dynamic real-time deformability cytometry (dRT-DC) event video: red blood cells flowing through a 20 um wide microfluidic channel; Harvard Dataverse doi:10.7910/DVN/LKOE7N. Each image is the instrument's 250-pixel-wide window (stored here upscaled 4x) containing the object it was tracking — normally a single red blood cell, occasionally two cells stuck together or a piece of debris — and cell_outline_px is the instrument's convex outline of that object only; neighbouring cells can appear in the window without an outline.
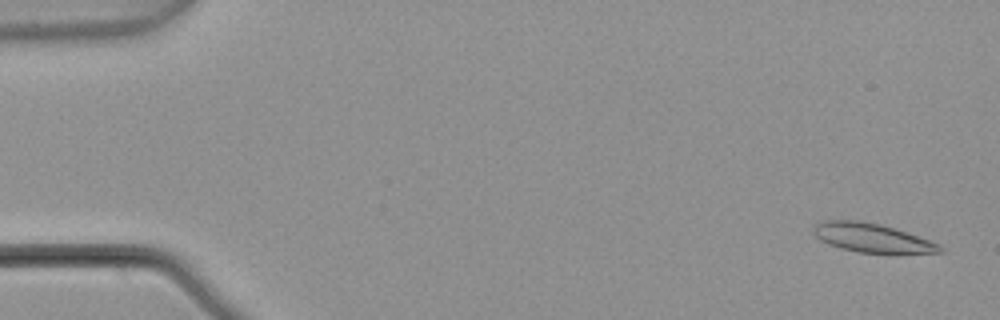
{"species": "common noctule bat (a hibernating species)", "species_latin": "Nyctalus noctula", "temperature_condition": "warm", "stored_images_in_passage": 5, "camera_frame_rate_fps": 3000, "um_per_image_px": 0.085, "animal": {"sex": "male", "body_mass_g": 21.5, "forearm_length_mm": 52.0}, "frame": {"image": 1, "passage_image": 1, "time_ms": 0.0, "image_size_px": [1000, 320], "cell_outline_px": [[944, 252], [860, 252], [840, 248], [828, 244], [820, 240], [812, 232], [812, 228], [820, 220], [856, 220], [880, 224], [908, 232], [940, 244], [944, 248]], "centroid_in_image_um": [74.07, 20.19], "position_along_channel_um": 10.9, "area_um2": 21.1}}
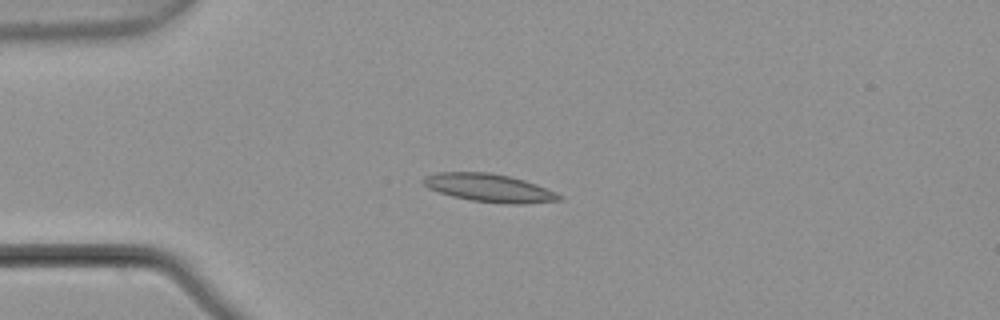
{"frame": {"image": 2, "passage_image": 4, "time_ms": 1.0, "image_size_px": [1000, 320], "cell_outline_px": [[564, 196], [560, 200], [524, 204], [508, 204], [472, 200], [452, 196], [428, 188], [420, 180], [424, 176], [436, 172], [488, 172], [508, 176], [524, 180], [536, 184], [556, 192]], "centroid_in_image_um": [41.58, 15.96], "position_along_channel_um": 43.4, "area_um2": 22.2}}